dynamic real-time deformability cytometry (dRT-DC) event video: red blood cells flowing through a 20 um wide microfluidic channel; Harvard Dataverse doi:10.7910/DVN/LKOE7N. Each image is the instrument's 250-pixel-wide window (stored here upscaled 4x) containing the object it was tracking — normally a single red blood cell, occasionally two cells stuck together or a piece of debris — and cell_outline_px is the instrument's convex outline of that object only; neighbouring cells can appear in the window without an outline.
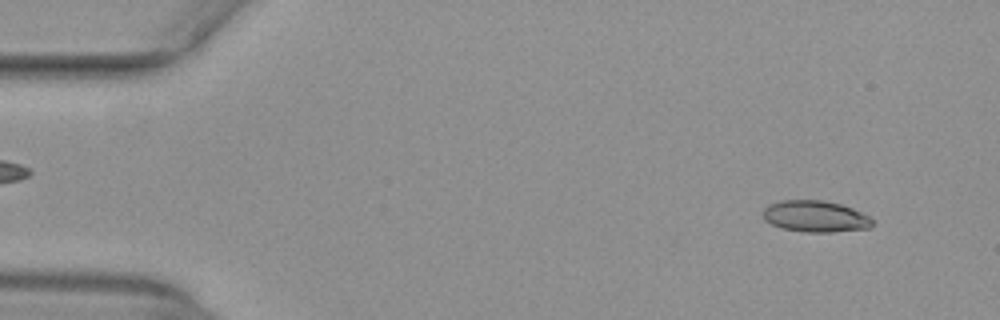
{"species": "common noctule bat (a hibernating species)", "species_latin": "Nyctalus noctula", "temperature_condition": "warm", "stored_images_in_passage": 9, "camera_frame_rate_fps": 3000, "um_per_image_px": 0.085, "animal": {"sex": "female", "body_mass_g": 29.2, "forearm_length_mm": 56.3}, "frame": {"image": 1, "passage_image": 4, "time_ms": 1.0, "image_size_px": [1000, 320], "cell_outline_px": [[872, 228], [832, 232], [804, 232], [780, 228], [764, 220], [764, 208], [768, 204], [780, 200], [824, 200], [840, 204], [852, 208], [868, 216], [872, 220]], "centroid_in_image_um": [69.29, 18.39], "position_along_channel_um": 15.7, "area_um2": 20.11}}